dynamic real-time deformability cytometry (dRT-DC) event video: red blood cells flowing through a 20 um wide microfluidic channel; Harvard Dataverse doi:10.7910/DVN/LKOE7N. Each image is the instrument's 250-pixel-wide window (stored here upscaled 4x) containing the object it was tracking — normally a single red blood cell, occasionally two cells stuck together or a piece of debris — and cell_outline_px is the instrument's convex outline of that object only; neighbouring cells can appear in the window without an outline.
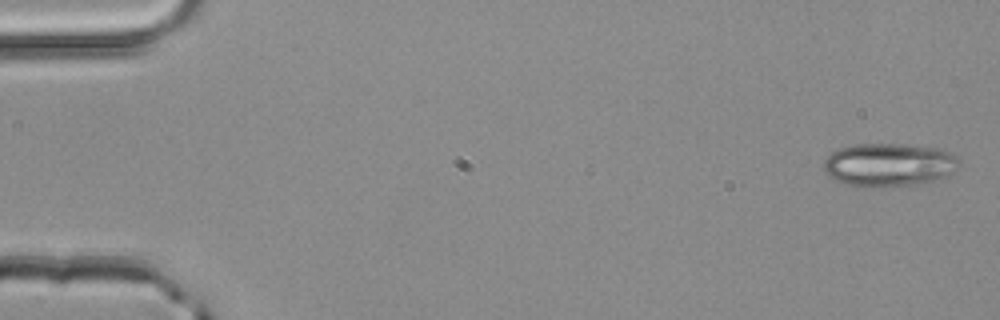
{"species": "common noctule bat (a hibernating species)", "species_latin": "Nyctalus noctula", "temperature_condition": "room temperature", "stored_images_in_passage": 4, "camera_frame_rate_fps": 3000, "um_per_image_px": 0.085, "animal": {"sex": "male", "body_mass_g": 20.4}, "frame": {"image": 1, "passage_image": 1, "time_ms": 0.0, "image_size_px": [1000, 320], "cell_outline_px": [[960, 164], [952, 172], [944, 176], [932, 180], [916, 184], [884, 188], [848, 184], [836, 180], [828, 176], [824, 172], [824, 160], [832, 152], [840, 148], [852, 144], [904, 144], [936, 148], [948, 152], [956, 156], [960, 160]], "centroid_in_image_um": [75.53, 14.0], "position_along_channel_um": 9.5, "area_um2": 34.04}}